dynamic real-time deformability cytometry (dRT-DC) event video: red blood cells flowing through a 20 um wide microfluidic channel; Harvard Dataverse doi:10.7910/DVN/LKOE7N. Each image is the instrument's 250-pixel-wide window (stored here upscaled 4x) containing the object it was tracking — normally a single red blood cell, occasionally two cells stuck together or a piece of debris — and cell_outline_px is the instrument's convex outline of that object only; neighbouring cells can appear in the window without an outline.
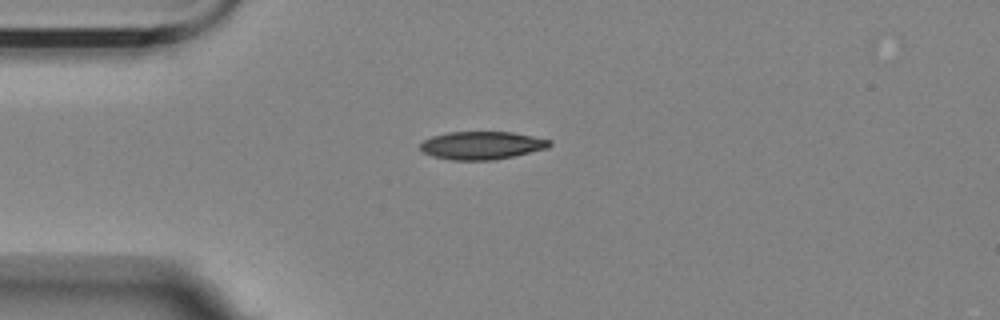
{"species": "Egyptian fruit bat (a non-hibernating species)", "species_latin": "Rousettus aegyptiacus", "temperature_condition": "room temperature", "stored_images_in_passage": 43, "camera_frame_rate_fps": 3000, "um_per_image_px": 0.085, "animal": {"sex": "female"}, "frame": {"image": 1, "passage_image": 1, "time_ms": 0.0, "image_size_px": [1000, 320], "cell_outline_px": [[552, 144], [548, 148], [512, 156], [492, 160], [452, 160], [432, 156], [424, 152], [420, 148], [420, 144], [424, 140], [432, 136], [448, 132], [512, 132], [552, 140]], "centroid_in_image_um": [40.95, 12.35], "position_along_channel_um": 44.0, "area_um2": 20.98}}
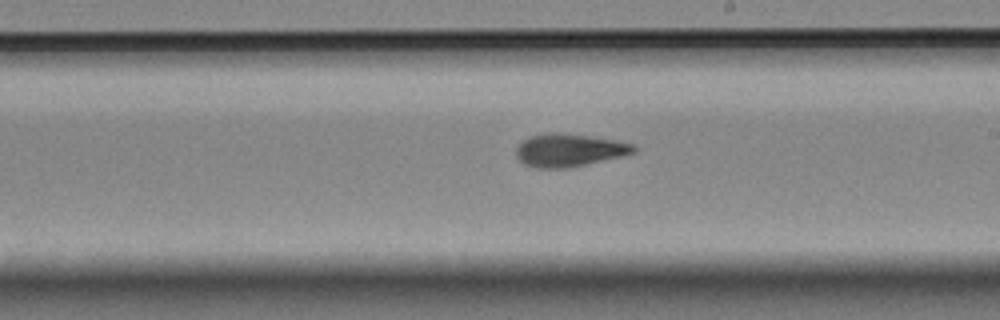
{"frame": {"image": 2, "passage_image": 19, "time_ms": 6.0, "image_size_px": [1000, 320], "cell_outline_px": [[636, 152], [620, 156], [568, 168], [536, 168], [524, 164], [516, 156], [516, 148], [528, 136], [548, 132], [556, 132], [588, 136], [612, 140], [632, 144], [636, 148]], "centroid_in_image_um": [48.31, 12.76], "position_along_channel_um": 240.7, "area_um2": 22.2}}
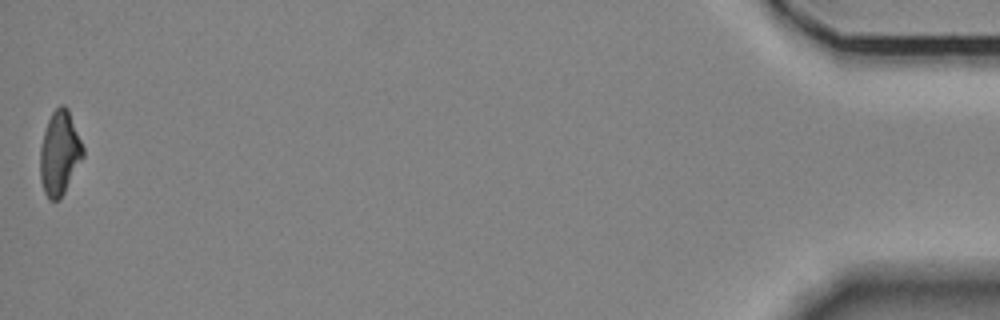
{"frame": {"image": 3, "passage_image": 43, "time_ms": 14.0, "image_size_px": [1000, 320], "cell_outline_px": [[84, 156], [60, 200], [48, 200], [44, 192], [40, 180], [40, 148], [44, 132], [48, 120], [52, 112], [60, 104], [64, 104], [68, 108], [84, 148]], "centroid_in_image_um": [5.06, 13.02], "position_along_channel_um": 430.1, "area_um2": 21.1}, "authors_computed_cell_mechanics": {"area_um2": 21.8484, "velocity_mm_per_s": 3.5562, "shape_relaxation_time_tau1_ms": 4.9938, "shape_relaxation_time_tau2_ms": 3.6623, "deformation_change_tau1": 0.1505, "deformation_change_tau2": 0.104}}